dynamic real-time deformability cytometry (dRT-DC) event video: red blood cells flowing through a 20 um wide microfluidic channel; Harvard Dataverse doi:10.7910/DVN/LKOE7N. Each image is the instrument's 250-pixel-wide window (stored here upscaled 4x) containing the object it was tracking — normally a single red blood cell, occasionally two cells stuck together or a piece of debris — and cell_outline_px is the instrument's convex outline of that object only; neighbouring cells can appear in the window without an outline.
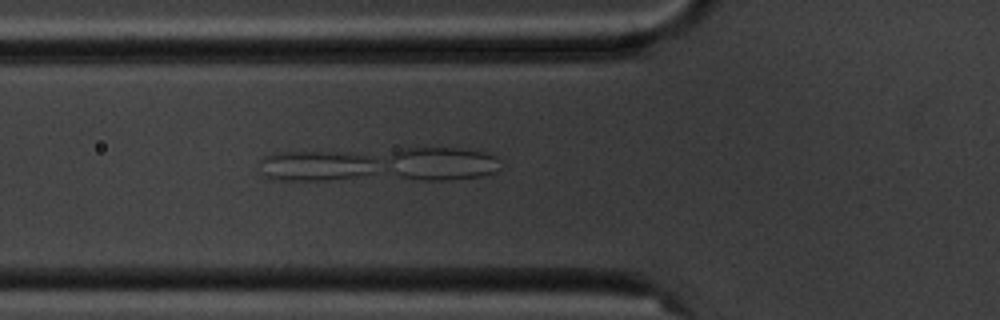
{"species": "common noctule bat (a hibernating species)", "species_latin": "Nyctalus noctula", "temperature_condition": "cold", "stored_images_in_passage": 6, "camera_frame_rate_fps": 3000, "um_per_image_px": 0.085, "animal": {"sex": "male", "body_mass_g": 20.1, "forearm_length_mm": 53.5}, "frame": {"image": 1, "passage_image": 6, "time_ms": 6.0, "image_size_px": [1000, 320], "cell_outline_px": [[380, 160], [372, 172], [356, 176], [328, 180], [280, 180], [260, 176], [256, 172], [260, 160], [264, 156], [272, 152], [348, 152], [372, 156]], "centroid_in_image_um": [26.78, 14.07], "position_along_channel_um": 99.0, "area_um2": 21.33}}